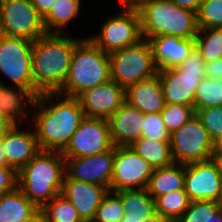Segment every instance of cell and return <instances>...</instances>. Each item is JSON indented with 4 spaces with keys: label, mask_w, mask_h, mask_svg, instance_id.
<instances>
[{
    "label": "cell",
    "mask_w": 222,
    "mask_h": 222,
    "mask_svg": "<svg viewBox=\"0 0 222 222\" xmlns=\"http://www.w3.org/2000/svg\"><path fill=\"white\" fill-rule=\"evenodd\" d=\"M60 96L59 92L42 93L31 105L40 150L62 151L86 117L76 97L63 95L65 98L49 106L48 101Z\"/></svg>",
    "instance_id": "6da1fadb"
},
{
    "label": "cell",
    "mask_w": 222,
    "mask_h": 222,
    "mask_svg": "<svg viewBox=\"0 0 222 222\" xmlns=\"http://www.w3.org/2000/svg\"><path fill=\"white\" fill-rule=\"evenodd\" d=\"M80 39L59 33H46L33 41L32 76L34 97L48 92H58L64 85L71 58Z\"/></svg>",
    "instance_id": "7a4b0ae2"
},
{
    "label": "cell",
    "mask_w": 222,
    "mask_h": 222,
    "mask_svg": "<svg viewBox=\"0 0 222 222\" xmlns=\"http://www.w3.org/2000/svg\"><path fill=\"white\" fill-rule=\"evenodd\" d=\"M65 174L61 151L40 150L18 172V188L41 209L61 193Z\"/></svg>",
    "instance_id": "3957f363"
},
{
    "label": "cell",
    "mask_w": 222,
    "mask_h": 222,
    "mask_svg": "<svg viewBox=\"0 0 222 222\" xmlns=\"http://www.w3.org/2000/svg\"><path fill=\"white\" fill-rule=\"evenodd\" d=\"M137 11L143 39L160 35L195 39L198 34L196 12L178 7L170 0H142Z\"/></svg>",
    "instance_id": "277c9868"
},
{
    "label": "cell",
    "mask_w": 222,
    "mask_h": 222,
    "mask_svg": "<svg viewBox=\"0 0 222 222\" xmlns=\"http://www.w3.org/2000/svg\"><path fill=\"white\" fill-rule=\"evenodd\" d=\"M110 79L109 53L90 38H81L73 51L67 79L58 92L77 98L81 93Z\"/></svg>",
    "instance_id": "5b68a950"
},
{
    "label": "cell",
    "mask_w": 222,
    "mask_h": 222,
    "mask_svg": "<svg viewBox=\"0 0 222 222\" xmlns=\"http://www.w3.org/2000/svg\"><path fill=\"white\" fill-rule=\"evenodd\" d=\"M206 62L194 48L185 61L167 70H158L165 103L194 108V95L198 84L206 77Z\"/></svg>",
    "instance_id": "8992f818"
},
{
    "label": "cell",
    "mask_w": 222,
    "mask_h": 222,
    "mask_svg": "<svg viewBox=\"0 0 222 222\" xmlns=\"http://www.w3.org/2000/svg\"><path fill=\"white\" fill-rule=\"evenodd\" d=\"M110 76L125 90L135 83L155 77L158 68L148 40L109 53Z\"/></svg>",
    "instance_id": "52a82bcc"
},
{
    "label": "cell",
    "mask_w": 222,
    "mask_h": 222,
    "mask_svg": "<svg viewBox=\"0 0 222 222\" xmlns=\"http://www.w3.org/2000/svg\"><path fill=\"white\" fill-rule=\"evenodd\" d=\"M32 46L29 39L0 34V71L15 87H22L34 96Z\"/></svg>",
    "instance_id": "ba28073f"
},
{
    "label": "cell",
    "mask_w": 222,
    "mask_h": 222,
    "mask_svg": "<svg viewBox=\"0 0 222 222\" xmlns=\"http://www.w3.org/2000/svg\"><path fill=\"white\" fill-rule=\"evenodd\" d=\"M46 33L31 0H0V34L35 41Z\"/></svg>",
    "instance_id": "9c48e42d"
},
{
    "label": "cell",
    "mask_w": 222,
    "mask_h": 222,
    "mask_svg": "<svg viewBox=\"0 0 222 222\" xmlns=\"http://www.w3.org/2000/svg\"><path fill=\"white\" fill-rule=\"evenodd\" d=\"M174 163L189 164L211 159L212 139L196 114L169 138Z\"/></svg>",
    "instance_id": "30bf717a"
},
{
    "label": "cell",
    "mask_w": 222,
    "mask_h": 222,
    "mask_svg": "<svg viewBox=\"0 0 222 222\" xmlns=\"http://www.w3.org/2000/svg\"><path fill=\"white\" fill-rule=\"evenodd\" d=\"M154 167L129 146H114L110 191L146 189Z\"/></svg>",
    "instance_id": "8fae6325"
},
{
    "label": "cell",
    "mask_w": 222,
    "mask_h": 222,
    "mask_svg": "<svg viewBox=\"0 0 222 222\" xmlns=\"http://www.w3.org/2000/svg\"><path fill=\"white\" fill-rule=\"evenodd\" d=\"M88 38L106 53L137 44L143 39L137 9H124L123 13L110 17L102 25L100 34Z\"/></svg>",
    "instance_id": "7c38bea8"
},
{
    "label": "cell",
    "mask_w": 222,
    "mask_h": 222,
    "mask_svg": "<svg viewBox=\"0 0 222 222\" xmlns=\"http://www.w3.org/2000/svg\"><path fill=\"white\" fill-rule=\"evenodd\" d=\"M114 147L108 119L85 117L61 151L64 158L96 155Z\"/></svg>",
    "instance_id": "4fadbf2b"
},
{
    "label": "cell",
    "mask_w": 222,
    "mask_h": 222,
    "mask_svg": "<svg viewBox=\"0 0 222 222\" xmlns=\"http://www.w3.org/2000/svg\"><path fill=\"white\" fill-rule=\"evenodd\" d=\"M185 192L190 201L218 202L222 177L211 159L185 164Z\"/></svg>",
    "instance_id": "5bb4252c"
},
{
    "label": "cell",
    "mask_w": 222,
    "mask_h": 222,
    "mask_svg": "<svg viewBox=\"0 0 222 222\" xmlns=\"http://www.w3.org/2000/svg\"><path fill=\"white\" fill-rule=\"evenodd\" d=\"M114 147L96 155L65 158L66 175L73 180L99 184L108 190L113 172Z\"/></svg>",
    "instance_id": "9a60e30c"
},
{
    "label": "cell",
    "mask_w": 222,
    "mask_h": 222,
    "mask_svg": "<svg viewBox=\"0 0 222 222\" xmlns=\"http://www.w3.org/2000/svg\"><path fill=\"white\" fill-rule=\"evenodd\" d=\"M86 117L108 119L126 101L125 89L109 80L81 93L78 97Z\"/></svg>",
    "instance_id": "2e32d148"
},
{
    "label": "cell",
    "mask_w": 222,
    "mask_h": 222,
    "mask_svg": "<svg viewBox=\"0 0 222 222\" xmlns=\"http://www.w3.org/2000/svg\"><path fill=\"white\" fill-rule=\"evenodd\" d=\"M108 191L105 186L73 180L65 174L60 194L73 204L82 220H88L94 218Z\"/></svg>",
    "instance_id": "e0dca14e"
},
{
    "label": "cell",
    "mask_w": 222,
    "mask_h": 222,
    "mask_svg": "<svg viewBox=\"0 0 222 222\" xmlns=\"http://www.w3.org/2000/svg\"><path fill=\"white\" fill-rule=\"evenodd\" d=\"M153 59L158 70H167L181 65L195 48V39L160 35L148 39Z\"/></svg>",
    "instance_id": "ac0fdd59"
},
{
    "label": "cell",
    "mask_w": 222,
    "mask_h": 222,
    "mask_svg": "<svg viewBox=\"0 0 222 222\" xmlns=\"http://www.w3.org/2000/svg\"><path fill=\"white\" fill-rule=\"evenodd\" d=\"M7 163L19 172L40 151L35 131H22L13 125L1 138Z\"/></svg>",
    "instance_id": "d6986e66"
},
{
    "label": "cell",
    "mask_w": 222,
    "mask_h": 222,
    "mask_svg": "<svg viewBox=\"0 0 222 222\" xmlns=\"http://www.w3.org/2000/svg\"><path fill=\"white\" fill-rule=\"evenodd\" d=\"M143 113L125 101L108 118L111 140L115 147L130 146L142 137L141 118Z\"/></svg>",
    "instance_id": "ffe728a7"
},
{
    "label": "cell",
    "mask_w": 222,
    "mask_h": 222,
    "mask_svg": "<svg viewBox=\"0 0 222 222\" xmlns=\"http://www.w3.org/2000/svg\"><path fill=\"white\" fill-rule=\"evenodd\" d=\"M125 96L143 114L161 113L166 104L158 75L131 85L125 90Z\"/></svg>",
    "instance_id": "44dd1931"
},
{
    "label": "cell",
    "mask_w": 222,
    "mask_h": 222,
    "mask_svg": "<svg viewBox=\"0 0 222 222\" xmlns=\"http://www.w3.org/2000/svg\"><path fill=\"white\" fill-rule=\"evenodd\" d=\"M184 185L185 164L173 163L167 167L155 168L146 189L155 200L160 195L184 189Z\"/></svg>",
    "instance_id": "7402d4cb"
},
{
    "label": "cell",
    "mask_w": 222,
    "mask_h": 222,
    "mask_svg": "<svg viewBox=\"0 0 222 222\" xmlns=\"http://www.w3.org/2000/svg\"><path fill=\"white\" fill-rule=\"evenodd\" d=\"M123 203L124 221L145 222L156 213L155 200L147 189L119 190Z\"/></svg>",
    "instance_id": "603a6c76"
},
{
    "label": "cell",
    "mask_w": 222,
    "mask_h": 222,
    "mask_svg": "<svg viewBox=\"0 0 222 222\" xmlns=\"http://www.w3.org/2000/svg\"><path fill=\"white\" fill-rule=\"evenodd\" d=\"M34 98L28 90L22 87L15 89V87H7L0 83V111L13 125H18V121L28 115L23 101H27V104L31 106Z\"/></svg>",
    "instance_id": "cb8c5ba5"
},
{
    "label": "cell",
    "mask_w": 222,
    "mask_h": 222,
    "mask_svg": "<svg viewBox=\"0 0 222 222\" xmlns=\"http://www.w3.org/2000/svg\"><path fill=\"white\" fill-rule=\"evenodd\" d=\"M39 210L18 187L0 196V222H19L30 219Z\"/></svg>",
    "instance_id": "d4e9b609"
},
{
    "label": "cell",
    "mask_w": 222,
    "mask_h": 222,
    "mask_svg": "<svg viewBox=\"0 0 222 222\" xmlns=\"http://www.w3.org/2000/svg\"><path fill=\"white\" fill-rule=\"evenodd\" d=\"M81 0H57L51 10L43 17L47 33L63 34V29L79 14Z\"/></svg>",
    "instance_id": "484cf974"
},
{
    "label": "cell",
    "mask_w": 222,
    "mask_h": 222,
    "mask_svg": "<svg viewBox=\"0 0 222 222\" xmlns=\"http://www.w3.org/2000/svg\"><path fill=\"white\" fill-rule=\"evenodd\" d=\"M140 157L155 168L170 166L174 163L170 142H157L145 137L134 141L130 146Z\"/></svg>",
    "instance_id": "4316f807"
},
{
    "label": "cell",
    "mask_w": 222,
    "mask_h": 222,
    "mask_svg": "<svg viewBox=\"0 0 222 222\" xmlns=\"http://www.w3.org/2000/svg\"><path fill=\"white\" fill-rule=\"evenodd\" d=\"M195 48L206 63L222 59V28H199Z\"/></svg>",
    "instance_id": "83f0119b"
},
{
    "label": "cell",
    "mask_w": 222,
    "mask_h": 222,
    "mask_svg": "<svg viewBox=\"0 0 222 222\" xmlns=\"http://www.w3.org/2000/svg\"><path fill=\"white\" fill-rule=\"evenodd\" d=\"M190 202L185 189L166 193L155 199L156 212L176 222L187 210Z\"/></svg>",
    "instance_id": "f1b7e54d"
},
{
    "label": "cell",
    "mask_w": 222,
    "mask_h": 222,
    "mask_svg": "<svg viewBox=\"0 0 222 222\" xmlns=\"http://www.w3.org/2000/svg\"><path fill=\"white\" fill-rule=\"evenodd\" d=\"M43 222H81L73 204L63 195L55 196L50 202L46 203L41 209Z\"/></svg>",
    "instance_id": "f546056e"
},
{
    "label": "cell",
    "mask_w": 222,
    "mask_h": 222,
    "mask_svg": "<svg viewBox=\"0 0 222 222\" xmlns=\"http://www.w3.org/2000/svg\"><path fill=\"white\" fill-rule=\"evenodd\" d=\"M222 106V78L205 77L197 86L194 95V111L206 107Z\"/></svg>",
    "instance_id": "4dcf8cb0"
},
{
    "label": "cell",
    "mask_w": 222,
    "mask_h": 222,
    "mask_svg": "<svg viewBox=\"0 0 222 222\" xmlns=\"http://www.w3.org/2000/svg\"><path fill=\"white\" fill-rule=\"evenodd\" d=\"M124 217V207L120 196L108 191L97 208L93 220L96 222H120Z\"/></svg>",
    "instance_id": "1f68e13d"
},
{
    "label": "cell",
    "mask_w": 222,
    "mask_h": 222,
    "mask_svg": "<svg viewBox=\"0 0 222 222\" xmlns=\"http://www.w3.org/2000/svg\"><path fill=\"white\" fill-rule=\"evenodd\" d=\"M161 115L165 128L171 134L191 119L195 115V111L191 106L166 103Z\"/></svg>",
    "instance_id": "d6a6232c"
},
{
    "label": "cell",
    "mask_w": 222,
    "mask_h": 222,
    "mask_svg": "<svg viewBox=\"0 0 222 222\" xmlns=\"http://www.w3.org/2000/svg\"><path fill=\"white\" fill-rule=\"evenodd\" d=\"M196 16L198 28H222V0H203Z\"/></svg>",
    "instance_id": "836d02e7"
},
{
    "label": "cell",
    "mask_w": 222,
    "mask_h": 222,
    "mask_svg": "<svg viewBox=\"0 0 222 222\" xmlns=\"http://www.w3.org/2000/svg\"><path fill=\"white\" fill-rule=\"evenodd\" d=\"M219 209L216 201H191L187 210L176 222H210Z\"/></svg>",
    "instance_id": "e575fe53"
},
{
    "label": "cell",
    "mask_w": 222,
    "mask_h": 222,
    "mask_svg": "<svg viewBox=\"0 0 222 222\" xmlns=\"http://www.w3.org/2000/svg\"><path fill=\"white\" fill-rule=\"evenodd\" d=\"M142 137L157 142H169L170 134L164 126L161 113L143 114L141 118Z\"/></svg>",
    "instance_id": "d590c367"
},
{
    "label": "cell",
    "mask_w": 222,
    "mask_h": 222,
    "mask_svg": "<svg viewBox=\"0 0 222 222\" xmlns=\"http://www.w3.org/2000/svg\"><path fill=\"white\" fill-rule=\"evenodd\" d=\"M212 141L222 135V106L206 107L195 111Z\"/></svg>",
    "instance_id": "8d00e7d4"
},
{
    "label": "cell",
    "mask_w": 222,
    "mask_h": 222,
    "mask_svg": "<svg viewBox=\"0 0 222 222\" xmlns=\"http://www.w3.org/2000/svg\"><path fill=\"white\" fill-rule=\"evenodd\" d=\"M18 187V172L10 166H0V196Z\"/></svg>",
    "instance_id": "74e56055"
},
{
    "label": "cell",
    "mask_w": 222,
    "mask_h": 222,
    "mask_svg": "<svg viewBox=\"0 0 222 222\" xmlns=\"http://www.w3.org/2000/svg\"><path fill=\"white\" fill-rule=\"evenodd\" d=\"M205 75L206 77L212 79L222 78V59L213 62H207Z\"/></svg>",
    "instance_id": "f35d334b"
},
{
    "label": "cell",
    "mask_w": 222,
    "mask_h": 222,
    "mask_svg": "<svg viewBox=\"0 0 222 222\" xmlns=\"http://www.w3.org/2000/svg\"><path fill=\"white\" fill-rule=\"evenodd\" d=\"M42 18L51 10L57 0H31Z\"/></svg>",
    "instance_id": "ab89813d"
},
{
    "label": "cell",
    "mask_w": 222,
    "mask_h": 222,
    "mask_svg": "<svg viewBox=\"0 0 222 222\" xmlns=\"http://www.w3.org/2000/svg\"><path fill=\"white\" fill-rule=\"evenodd\" d=\"M178 7L185 8L197 13L203 0H170Z\"/></svg>",
    "instance_id": "60d3db41"
},
{
    "label": "cell",
    "mask_w": 222,
    "mask_h": 222,
    "mask_svg": "<svg viewBox=\"0 0 222 222\" xmlns=\"http://www.w3.org/2000/svg\"><path fill=\"white\" fill-rule=\"evenodd\" d=\"M12 126L13 124L0 111V139Z\"/></svg>",
    "instance_id": "b9f144b4"
},
{
    "label": "cell",
    "mask_w": 222,
    "mask_h": 222,
    "mask_svg": "<svg viewBox=\"0 0 222 222\" xmlns=\"http://www.w3.org/2000/svg\"><path fill=\"white\" fill-rule=\"evenodd\" d=\"M212 154H222V135L213 140Z\"/></svg>",
    "instance_id": "7bdbcfd3"
},
{
    "label": "cell",
    "mask_w": 222,
    "mask_h": 222,
    "mask_svg": "<svg viewBox=\"0 0 222 222\" xmlns=\"http://www.w3.org/2000/svg\"><path fill=\"white\" fill-rule=\"evenodd\" d=\"M124 9H137L142 0H119Z\"/></svg>",
    "instance_id": "ee69618b"
},
{
    "label": "cell",
    "mask_w": 222,
    "mask_h": 222,
    "mask_svg": "<svg viewBox=\"0 0 222 222\" xmlns=\"http://www.w3.org/2000/svg\"><path fill=\"white\" fill-rule=\"evenodd\" d=\"M211 160L214 162L220 176L222 177V154H212Z\"/></svg>",
    "instance_id": "f6af8a7d"
},
{
    "label": "cell",
    "mask_w": 222,
    "mask_h": 222,
    "mask_svg": "<svg viewBox=\"0 0 222 222\" xmlns=\"http://www.w3.org/2000/svg\"><path fill=\"white\" fill-rule=\"evenodd\" d=\"M145 222H173L169 218L163 217L161 214H158L157 212L149 217Z\"/></svg>",
    "instance_id": "bcb514c9"
},
{
    "label": "cell",
    "mask_w": 222,
    "mask_h": 222,
    "mask_svg": "<svg viewBox=\"0 0 222 222\" xmlns=\"http://www.w3.org/2000/svg\"><path fill=\"white\" fill-rule=\"evenodd\" d=\"M0 166H10L7 163V158H6V155L4 153L2 139H0Z\"/></svg>",
    "instance_id": "7dc6e473"
},
{
    "label": "cell",
    "mask_w": 222,
    "mask_h": 222,
    "mask_svg": "<svg viewBox=\"0 0 222 222\" xmlns=\"http://www.w3.org/2000/svg\"><path fill=\"white\" fill-rule=\"evenodd\" d=\"M19 222H43L42 212L39 210L32 218Z\"/></svg>",
    "instance_id": "c3c4849f"
},
{
    "label": "cell",
    "mask_w": 222,
    "mask_h": 222,
    "mask_svg": "<svg viewBox=\"0 0 222 222\" xmlns=\"http://www.w3.org/2000/svg\"><path fill=\"white\" fill-rule=\"evenodd\" d=\"M210 222H222V210L219 209Z\"/></svg>",
    "instance_id": "681fc988"
},
{
    "label": "cell",
    "mask_w": 222,
    "mask_h": 222,
    "mask_svg": "<svg viewBox=\"0 0 222 222\" xmlns=\"http://www.w3.org/2000/svg\"><path fill=\"white\" fill-rule=\"evenodd\" d=\"M218 205H219L220 210H222V191H221L220 198L218 200Z\"/></svg>",
    "instance_id": "f907efd6"
},
{
    "label": "cell",
    "mask_w": 222,
    "mask_h": 222,
    "mask_svg": "<svg viewBox=\"0 0 222 222\" xmlns=\"http://www.w3.org/2000/svg\"><path fill=\"white\" fill-rule=\"evenodd\" d=\"M81 222H96L93 219H88V220H82Z\"/></svg>",
    "instance_id": "816d5d0a"
},
{
    "label": "cell",
    "mask_w": 222,
    "mask_h": 222,
    "mask_svg": "<svg viewBox=\"0 0 222 222\" xmlns=\"http://www.w3.org/2000/svg\"><path fill=\"white\" fill-rule=\"evenodd\" d=\"M120 222H132V221H124V217H123Z\"/></svg>",
    "instance_id": "f5cc1de1"
}]
</instances>
